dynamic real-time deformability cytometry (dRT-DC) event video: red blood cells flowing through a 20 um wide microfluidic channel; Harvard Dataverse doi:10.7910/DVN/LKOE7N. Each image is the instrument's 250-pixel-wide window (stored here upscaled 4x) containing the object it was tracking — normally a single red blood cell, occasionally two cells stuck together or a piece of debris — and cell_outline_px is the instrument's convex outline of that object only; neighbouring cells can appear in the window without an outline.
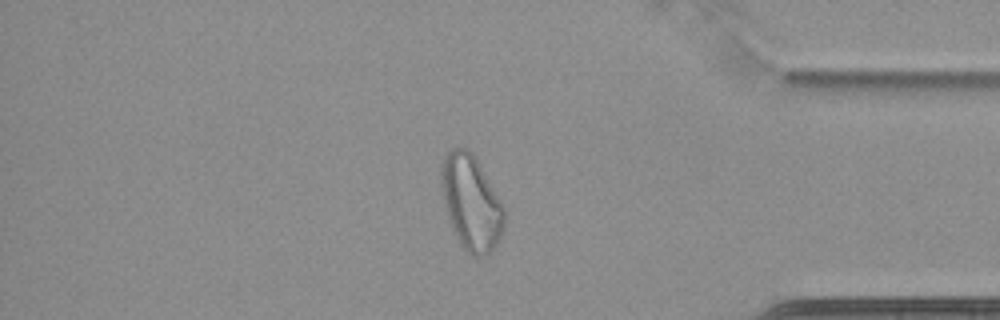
{"species": "common noctule bat (a hibernating species)", "species_latin": "Nyctalus noctula", "temperature_condition": "cold", "stored_images_in_passage": 65, "camera_frame_rate_fps": 3000, "um_per_image_px": 0.085, "animal": {"sex": "female", "body_mass_g": 22.7, "forearm_length_mm": 54.2}, "frame": {"image": 1, "passage_image": 56, "time_ms": 18.333, "image_size_px": [1000, 320], "cell_outline_px": [[504, 224], [500, 236], [496, 244], [488, 252], [480, 256], [472, 256], [460, 244], [448, 220], [440, 188], [440, 164], [444, 156], [452, 148], [468, 148], [476, 156], [504, 204]], "centroid_in_image_um": [40.02, 17.15], "position_along_channel_um": 395.2, "area_um2": 35.26}}